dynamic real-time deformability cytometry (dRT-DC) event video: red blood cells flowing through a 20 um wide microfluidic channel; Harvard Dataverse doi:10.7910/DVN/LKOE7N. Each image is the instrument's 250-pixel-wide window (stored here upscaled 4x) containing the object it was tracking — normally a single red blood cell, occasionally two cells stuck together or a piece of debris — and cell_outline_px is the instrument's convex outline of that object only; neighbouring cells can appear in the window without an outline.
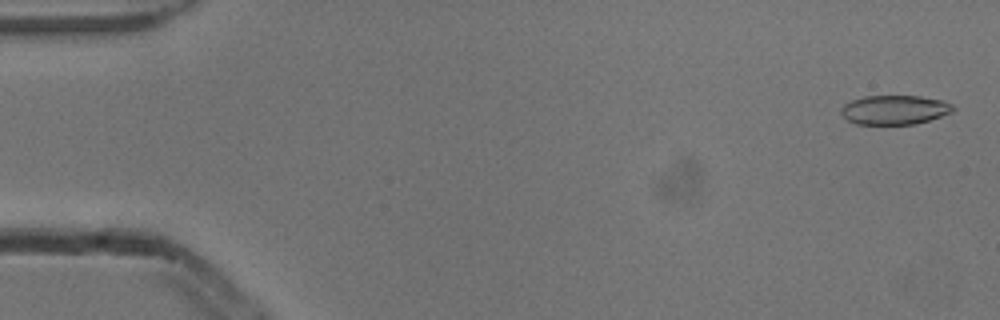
{"species": "common noctule bat (a hibernating species)", "species_latin": "Nyctalus noctula", "temperature_condition": "cold", "stored_images_in_passage": 53, "camera_frame_rate_fps": 3000, "um_per_image_px": 0.085, "animal": {"sex": "male", "body_mass_g": 13.3}, "frame": {"image": 1, "passage_image": 2, "time_ms": 0.333, "image_size_px": [1000, 320], "cell_outline_px": [[956, 108], [952, 112], [916, 124], [856, 124], [848, 120], [840, 112], [840, 108], [844, 104], [852, 100], [864, 96], [920, 96], [944, 100], [952, 104]], "centroid_in_image_um": [76.05, 9.33], "position_along_channel_um": 9.0, "area_um2": 19.13}}
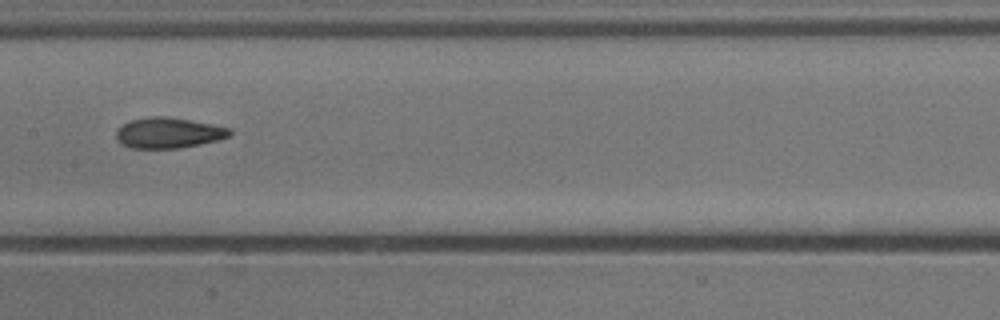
{"frame": {"image": 2, "passage_image": 27, "time_ms": 8.667, "image_size_px": [1000, 320], "cell_outline_px": [[232, 132], [228, 136], [216, 140], [200, 144], [180, 148], [128, 148], [120, 144], [116, 140], [116, 132], [124, 124], [132, 120], [152, 116], [168, 116], [212, 124], [232, 128]], "centroid_in_image_um": [14.31, 11.3], "position_along_channel_um": 193.1, "area_um2": 20.23}}
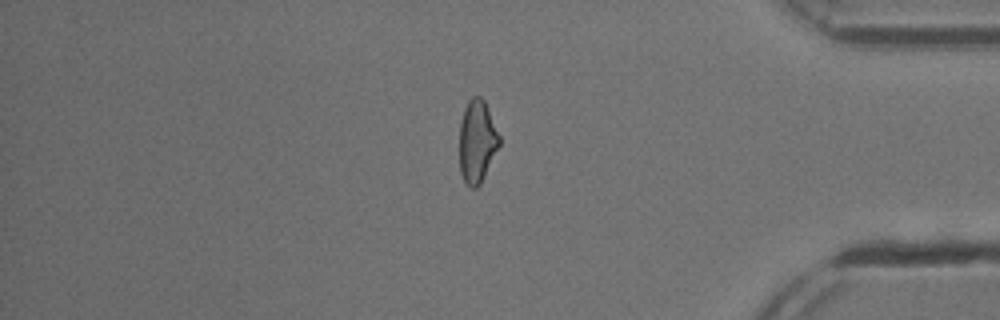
{"frame": {"image": 3, "passage_image": 45, "time_ms": 14.667, "image_size_px": [1000, 320], "cell_outline_px": [[500, 144], [480, 184], [476, 188], [472, 188], [464, 180], [460, 172], [460, 120], [464, 108], [468, 100], [472, 96], [480, 96], [484, 100], [488, 108], [500, 136]], "centroid_in_image_um": [40.55, 11.98], "position_along_channel_um": 394.7, "area_um2": 19.13}, "authors_computed_cell_mechanics": {"area_um2": 20.23, "velocity_mm_per_s": 3.8645, "shape_relaxation_time_tau1_ms": 7.4698, "shape_relaxation_time_tau2_ms": 3.2656, "deformation_change_tau1": 0.158, "deformation_change_tau2": 0.1039}}